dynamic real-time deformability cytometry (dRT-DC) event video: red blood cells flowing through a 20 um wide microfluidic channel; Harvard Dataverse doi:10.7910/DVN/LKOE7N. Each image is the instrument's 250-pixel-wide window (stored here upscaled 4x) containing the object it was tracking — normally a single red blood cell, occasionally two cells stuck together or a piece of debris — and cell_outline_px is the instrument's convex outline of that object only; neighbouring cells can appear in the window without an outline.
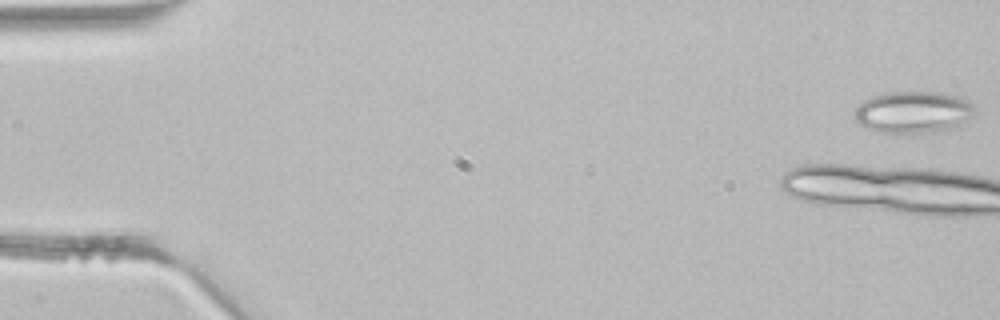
{"species": "common noctule bat (a hibernating species)", "species_latin": "Nyctalus noctula", "temperature_condition": "room temperature", "stored_images_in_passage": 21, "camera_frame_rate_fps": 3000, "um_per_image_px": 0.085, "animal": {"sex": "male", "body_mass_g": 21.5, "forearm_length_mm": 52.0}, "frame": {"image": 1, "passage_image": 1, "time_ms": 0.0, "image_size_px": [1000, 320], "cell_outline_px": [[976, 112], [968, 120], [956, 128], [920, 132], [876, 132], [860, 124], [852, 116], [856, 108], [864, 100], [872, 96], [884, 92], [944, 92], [964, 96], [976, 108]], "centroid_in_image_um": [77.67, 9.5], "position_along_channel_um": 7.3, "area_um2": 29.59}}